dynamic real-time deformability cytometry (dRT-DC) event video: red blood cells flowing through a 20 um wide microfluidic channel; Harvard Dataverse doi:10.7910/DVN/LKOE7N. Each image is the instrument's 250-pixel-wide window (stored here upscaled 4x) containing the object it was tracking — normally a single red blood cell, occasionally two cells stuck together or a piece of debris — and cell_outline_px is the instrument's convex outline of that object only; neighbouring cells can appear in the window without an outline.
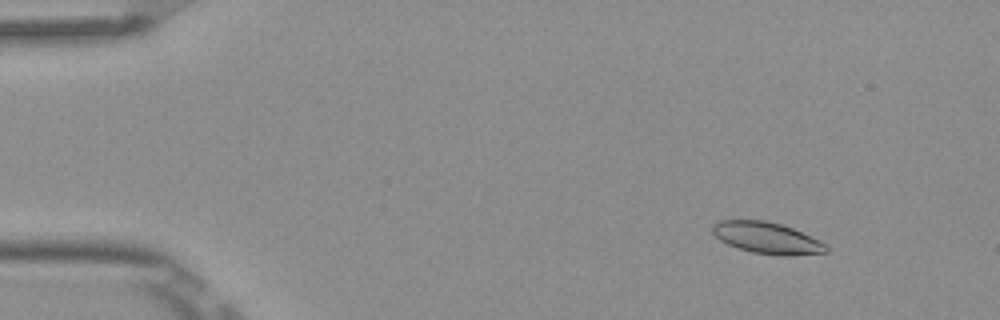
{"species": "Egyptian fruit bat (a non-hibernating species)", "species_latin": "Rousettus aegyptiacus", "temperature_condition": "room temperature", "stored_images_in_passage": 4, "camera_frame_rate_fps": 3000, "um_per_image_px": 0.085, "frame": {"image": 1, "passage_image": 2, "time_ms": 0.333, "image_size_px": [1000, 320], "cell_outline_px": [[828, 252], [788, 256], [784, 256], [752, 252], [728, 244], [720, 240], [712, 232], [712, 224], [720, 220], [764, 220], [780, 224], [792, 228], [824, 244], [828, 248]], "centroid_in_image_um": [65.14, 20.22], "position_along_channel_um": 19.9, "area_um2": 20.46}}